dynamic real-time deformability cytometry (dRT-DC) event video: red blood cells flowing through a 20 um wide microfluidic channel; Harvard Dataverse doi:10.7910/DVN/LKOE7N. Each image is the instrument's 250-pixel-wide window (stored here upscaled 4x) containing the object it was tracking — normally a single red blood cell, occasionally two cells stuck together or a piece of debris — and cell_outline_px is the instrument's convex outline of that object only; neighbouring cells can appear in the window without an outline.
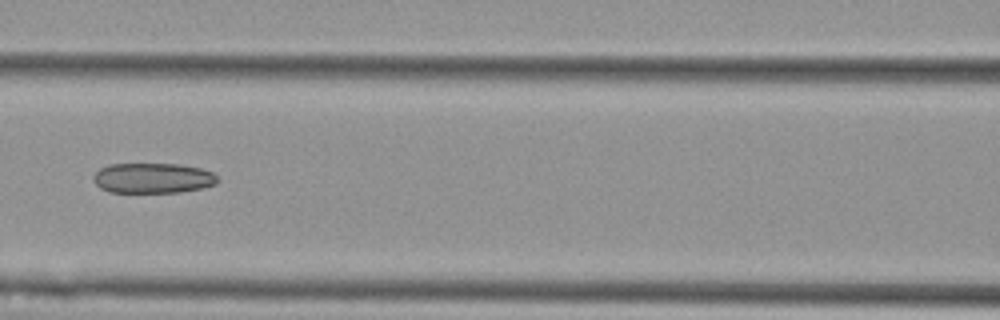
{"species": "Egyptian fruit bat (a non-hibernating species)", "species_latin": "Rousettus aegyptiacus", "temperature_condition": "cold", "stored_images_in_passage": 5, "camera_frame_rate_fps": 3000, "um_per_image_px": 0.085, "animal": {"sex": "female"}, "frame": {"image": 1, "passage_image": 5, "time_ms": 1.333, "image_size_px": [1000, 320], "cell_outline_px": [[216, 184], [200, 188], [180, 192], [108, 192], [100, 188], [92, 180], [92, 176], [100, 168], [108, 164], [180, 164], [200, 168], [212, 172], [216, 176]], "centroid_in_image_um": [12.94, 15.13], "position_along_channel_um": 153.7, "area_um2": 21.85}}